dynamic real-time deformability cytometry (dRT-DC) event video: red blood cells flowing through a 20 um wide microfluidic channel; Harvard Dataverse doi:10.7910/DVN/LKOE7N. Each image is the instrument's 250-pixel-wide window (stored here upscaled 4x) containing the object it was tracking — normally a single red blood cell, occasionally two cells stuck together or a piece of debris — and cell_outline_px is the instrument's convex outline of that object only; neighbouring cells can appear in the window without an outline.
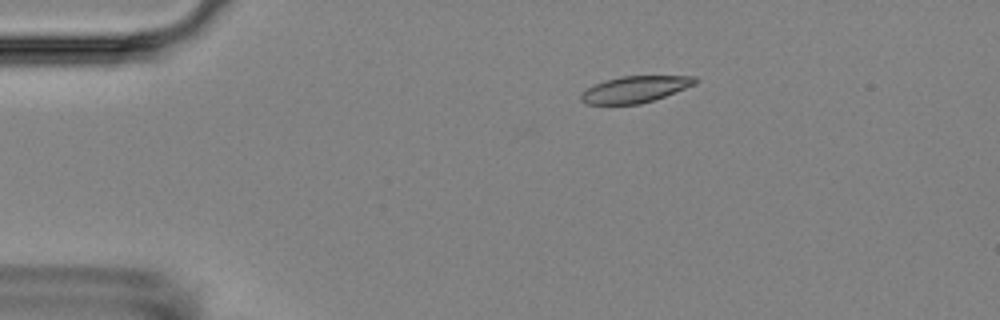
{"species": "Egyptian fruit bat (a non-hibernating species)", "species_latin": "Rousettus aegyptiacus", "temperature_condition": "room temperature", "stored_images_in_passage": 4, "camera_frame_rate_fps": 3000, "um_per_image_px": 0.085, "animal": {"sex": "female"}, "frame": {"image": 1, "passage_image": 1, "time_ms": 0.0, "image_size_px": [1000, 320], "cell_outline_px": [[700, 80], [696, 84], [664, 96], [640, 104], [584, 104], [580, 100], [580, 92], [604, 80], [620, 76], [696, 76]], "centroid_in_image_um": [53.96, 7.58], "position_along_channel_um": 31.0, "area_um2": 17.63}}